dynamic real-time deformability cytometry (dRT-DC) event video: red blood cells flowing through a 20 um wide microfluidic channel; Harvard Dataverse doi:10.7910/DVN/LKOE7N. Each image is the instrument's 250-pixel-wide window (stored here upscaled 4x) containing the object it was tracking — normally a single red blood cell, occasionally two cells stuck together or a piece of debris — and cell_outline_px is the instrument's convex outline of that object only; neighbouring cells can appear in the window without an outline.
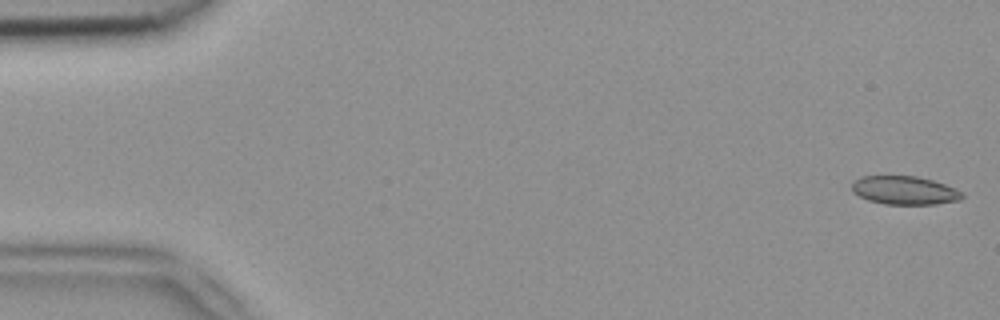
{"species": "common noctule bat (a hibernating species)", "species_latin": "Nyctalus noctula", "temperature_condition": "room temperature", "stored_images_in_passage": 15, "camera_frame_rate_fps": 3000, "um_per_image_px": 0.085, "animal": {"sex": "female", "body_mass_g": 18.4}, "frame": {"image": 1, "passage_image": 1, "time_ms": 0.0, "image_size_px": [1000, 320], "cell_outline_px": [[964, 196], [960, 200], [936, 204], [884, 204], [868, 200], [852, 192], [852, 184], [860, 176], [916, 176], [932, 180], [956, 188], [964, 192]], "centroid_in_image_um": [76.91, 16.18], "position_along_channel_um": 8.1, "area_um2": 18.32}}
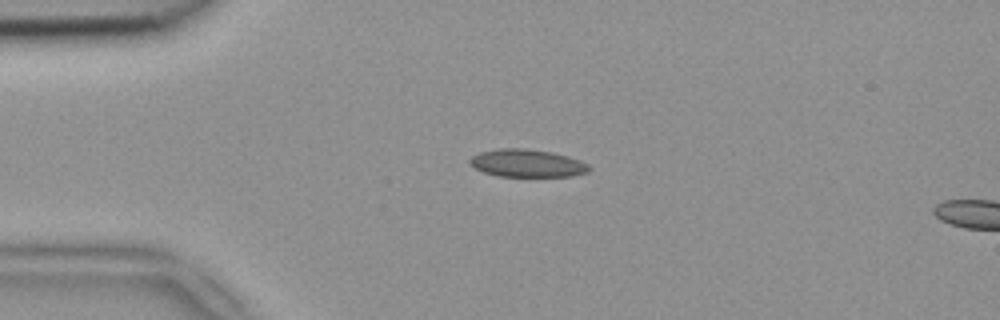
{"frame": {"image": 2, "passage_image": 12, "time_ms": 3.667, "image_size_px": [1000, 320], "cell_outline_px": [[592, 168], [588, 172], [572, 176], [496, 176], [484, 172], [468, 164], [468, 160], [472, 156], [480, 152], [500, 148], [528, 148], [552, 152], [568, 156], [580, 160], [588, 164]], "centroid_in_image_um": [44.81, 13.87], "position_along_channel_um": 40.2, "area_um2": 19.42}}